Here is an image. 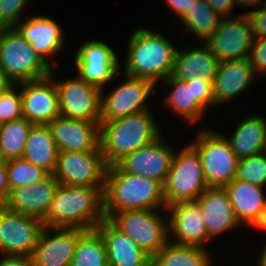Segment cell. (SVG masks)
Listing matches in <instances>:
<instances>
[{"mask_svg":"<svg viewBox=\"0 0 266 266\" xmlns=\"http://www.w3.org/2000/svg\"><path fill=\"white\" fill-rule=\"evenodd\" d=\"M261 253L256 263L257 266H266V243H264V247L260 250Z\"/></svg>","mask_w":266,"mask_h":266,"instance_id":"47","label":"cell"},{"mask_svg":"<svg viewBox=\"0 0 266 266\" xmlns=\"http://www.w3.org/2000/svg\"><path fill=\"white\" fill-rule=\"evenodd\" d=\"M163 82L164 87L171 91L167 93L164 98L165 109L168 107L177 117L182 119L188 125L199 123L201 118L205 117V110L195 99L193 91V78L188 81H180L172 76L165 79Z\"/></svg>","mask_w":266,"mask_h":266,"instance_id":"27","label":"cell"},{"mask_svg":"<svg viewBox=\"0 0 266 266\" xmlns=\"http://www.w3.org/2000/svg\"><path fill=\"white\" fill-rule=\"evenodd\" d=\"M43 227L39 218L0 206V256L30 257Z\"/></svg>","mask_w":266,"mask_h":266,"instance_id":"13","label":"cell"},{"mask_svg":"<svg viewBox=\"0 0 266 266\" xmlns=\"http://www.w3.org/2000/svg\"><path fill=\"white\" fill-rule=\"evenodd\" d=\"M3 125H4V123L0 120V133H1L2 129H3Z\"/></svg>","mask_w":266,"mask_h":266,"instance_id":"50","label":"cell"},{"mask_svg":"<svg viewBox=\"0 0 266 266\" xmlns=\"http://www.w3.org/2000/svg\"><path fill=\"white\" fill-rule=\"evenodd\" d=\"M190 143L199 153L208 187H225L236 178L239 158L224 133L197 130Z\"/></svg>","mask_w":266,"mask_h":266,"instance_id":"7","label":"cell"},{"mask_svg":"<svg viewBox=\"0 0 266 266\" xmlns=\"http://www.w3.org/2000/svg\"><path fill=\"white\" fill-rule=\"evenodd\" d=\"M195 0H164L168 8L180 19Z\"/></svg>","mask_w":266,"mask_h":266,"instance_id":"43","label":"cell"},{"mask_svg":"<svg viewBox=\"0 0 266 266\" xmlns=\"http://www.w3.org/2000/svg\"><path fill=\"white\" fill-rule=\"evenodd\" d=\"M15 28L52 69L57 67L55 63L52 65L49 57L63 51L66 46L64 32L58 22L48 16H28L26 21L21 20Z\"/></svg>","mask_w":266,"mask_h":266,"instance_id":"19","label":"cell"},{"mask_svg":"<svg viewBox=\"0 0 266 266\" xmlns=\"http://www.w3.org/2000/svg\"><path fill=\"white\" fill-rule=\"evenodd\" d=\"M207 188L200 155L189 142L174 154L164 183L166 206L195 201Z\"/></svg>","mask_w":266,"mask_h":266,"instance_id":"6","label":"cell"},{"mask_svg":"<svg viewBox=\"0 0 266 266\" xmlns=\"http://www.w3.org/2000/svg\"><path fill=\"white\" fill-rule=\"evenodd\" d=\"M119 57L114 48L101 40H87L75 52L77 75L87 83L106 90V84L121 74Z\"/></svg>","mask_w":266,"mask_h":266,"instance_id":"10","label":"cell"},{"mask_svg":"<svg viewBox=\"0 0 266 266\" xmlns=\"http://www.w3.org/2000/svg\"><path fill=\"white\" fill-rule=\"evenodd\" d=\"M220 16H233V10L236 8L235 0H205ZM232 14V15H231Z\"/></svg>","mask_w":266,"mask_h":266,"instance_id":"41","label":"cell"},{"mask_svg":"<svg viewBox=\"0 0 266 266\" xmlns=\"http://www.w3.org/2000/svg\"><path fill=\"white\" fill-rule=\"evenodd\" d=\"M164 210H126L110 221L152 258L169 242L168 215Z\"/></svg>","mask_w":266,"mask_h":266,"instance_id":"8","label":"cell"},{"mask_svg":"<svg viewBox=\"0 0 266 266\" xmlns=\"http://www.w3.org/2000/svg\"><path fill=\"white\" fill-rule=\"evenodd\" d=\"M33 125L25 118L4 123L0 133V154L4 161L23 157Z\"/></svg>","mask_w":266,"mask_h":266,"instance_id":"33","label":"cell"},{"mask_svg":"<svg viewBox=\"0 0 266 266\" xmlns=\"http://www.w3.org/2000/svg\"><path fill=\"white\" fill-rule=\"evenodd\" d=\"M96 229L103 237L109 266H152V257L109 219L105 218Z\"/></svg>","mask_w":266,"mask_h":266,"instance_id":"24","label":"cell"},{"mask_svg":"<svg viewBox=\"0 0 266 266\" xmlns=\"http://www.w3.org/2000/svg\"><path fill=\"white\" fill-rule=\"evenodd\" d=\"M99 124L59 116L48 126L58 151L85 152L101 150Z\"/></svg>","mask_w":266,"mask_h":266,"instance_id":"20","label":"cell"},{"mask_svg":"<svg viewBox=\"0 0 266 266\" xmlns=\"http://www.w3.org/2000/svg\"><path fill=\"white\" fill-rule=\"evenodd\" d=\"M246 14L223 17L217 30L204 42L220 61L248 59L253 42Z\"/></svg>","mask_w":266,"mask_h":266,"instance_id":"14","label":"cell"},{"mask_svg":"<svg viewBox=\"0 0 266 266\" xmlns=\"http://www.w3.org/2000/svg\"><path fill=\"white\" fill-rule=\"evenodd\" d=\"M4 162L10 191L22 186L35 184L48 175L45 170L23 158L10 159Z\"/></svg>","mask_w":266,"mask_h":266,"instance_id":"34","label":"cell"},{"mask_svg":"<svg viewBox=\"0 0 266 266\" xmlns=\"http://www.w3.org/2000/svg\"><path fill=\"white\" fill-rule=\"evenodd\" d=\"M21 118L23 113L20 88L18 83L10 84L0 92V120L7 123Z\"/></svg>","mask_w":266,"mask_h":266,"instance_id":"36","label":"cell"},{"mask_svg":"<svg viewBox=\"0 0 266 266\" xmlns=\"http://www.w3.org/2000/svg\"><path fill=\"white\" fill-rule=\"evenodd\" d=\"M177 48L171 76L180 81H188L196 76L214 82L220 61L203 43L200 47Z\"/></svg>","mask_w":266,"mask_h":266,"instance_id":"25","label":"cell"},{"mask_svg":"<svg viewBox=\"0 0 266 266\" xmlns=\"http://www.w3.org/2000/svg\"><path fill=\"white\" fill-rule=\"evenodd\" d=\"M123 75L124 81L110 92L104 93L102 90L100 122L120 119L150 109L147 100L157 85L149 79Z\"/></svg>","mask_w":266,"mask_h":266,"instance_id":"9","label":"cell"},{"mask_svg":"<svg viewBox=\"0 0 266 266\" xmlns=\"http://www.w3.org/2000/svg\"><path fill=\"white\" fill-rule=\"evenodd\" d=\"M194 99L206 110L214 107L213 83L200 76L193 78Z\"/></svg>","mask_w":266,"mask_h":266,"instance_id":"39","label":"cell"},{"mask_svg":"<svg viewBox=\"0 0 266 266\" xmlns=\"http://www.w3.org/2000/svg\"><path fill=\"white\" fill-rule=\"evenodd\" d=\"M3 163H4V160H3V158H2V156H1V154H0V166H1Z\"/></svg>","mask_w":266,"mask_h":266,"instance_id":"51","label":"cell"},{"mask_svg":"<svg viewBox=\"0 0 266 266\" xmlns=\"http://www.w3.org/2000/svg\"><path fill=\"white\" fill-rule=\"evenodd\" d=\"M236 179L264 187L266 185V152L239 159Z\"/></svg>","mask_w":266,"mask_h":266,"instance_id":"35","label":"cell"},{"mask_svg":"<svg viewBox=\"0 0 266 266\" xmlns=\"http://www.w3.org/2000/svg\"><path fill=\"white\" fill-rule=\"evenodd\" d=\"M103 191L104 187L60 184L43 226L95 229L105 219Z\"/></svg>","mask_w":266,"mask_h":266,"instance_id":"2","label":"cell"},{"mask_svg":"<svg viewBox=\"0 0 266 266\" xmlns=\"http://www.w3.org/2000/svg\"><path fill=\"white\" fill-rule=\"evenodd\" d=\"M22 100L23 118L34 125H48L60 116L58 90L48 76L18 83Z\"/></svg>","mask_w":266,"mask_h":266,"instance_id":"16","label":"cell"},{"mask_svg":"<svg viewBox=\"0 0 266 266\" xmlns=\"http://www.w3.org/2000/svg\"><path fill=\"white\" fill-rule=\"evenodd\" d=\"M107 167L101 150L58 151L53 175L64 185L105 187Z\"/></svg>","mask_w":266,"mask_h":266,"instance_id":"12","label":"cell"},{"mask_svg":"<svg viewBox=\"0 0 266 266\" xmlns=\"http://www.w3.org/2000/svg\"><path fill=\"white\" fill-rule=\"evenodd\" d=\"M0 266H33L27 256H0Z\"/></svg>","mask_w":266,"mask_h":266,"instance_id":"44","label":"cell"},{"mask_svg":"<svg viewBox=\"0 0 266 266\" xmlns=\"http://www.w3.org/2000/svg\"><path fill=\"white\" fill-rule=\"evenodd\" d=\"M70 266H109L103 237L96 228L79 236Z\"/></svg>","mask_w":266,"mask_h":266,"instance_id":"32","label":"cell"},{"mask_svg":"<svg viewBox=\"0 0 266 266\" xmlns=\"http://www.w3.org/2000/svg\"><path fill=\"white\" fill-rule=\"evenodd\" d=\"M195 201L201 208L211 240L241 226L225 188L208 187Z\"/></svg>","mask_w":266,"mask_h":266,"instance_id":"23","label":"cell"},{"mask_svg":"<svg viewBox=\"0 0 266 266\" xmlns=\"http://www.w3.org/2000/svg\"><path fill=\"white\" fill-rule=\"evenodd\" d=\"M258 75L248 59L222 61L213 82L214 109L249 90Z\"/></svg>","mask_w":266,"mask_h":266,"instance_id":"22","label":"cell"},{"mask_svg":"<svg viewBox=\"0 0 266 266\" xmlns=\"http://www.w3.org/2000/svg\"><path fill=\"white\" fill-rule=\"evenodd\" d=\"M261 0H235V3L237 6H242V7H251L253 8L255 6V8H257L260 4Z\"/></svg>","mask_w":266,"mask_h":266,"instance_id":"46","label":"cell"},{"mask_svg":"<svg viewBox=\"0 0 266 266\" xmlns=\"http://www.w3.org/2000/svg\"><path fill=\"white\" fill-rule=\"evenodd\" d=\"M208 248L168 242L153 258L152 266H209L214 259Z\"/></svg>","mask_w":266,"mask_h":266,"instance_id":"30","label":"cell"},{"mask_svg":"<svg viewBox=\"0 0 266 266\" xmlns=\"http://www.w3.org/2000/svg\"><path fill=\"white\" fill-rule=\"evenodd\" d=\"M11 83L4 77L3 71L0 68V92L3 91Z\"/></svg>","mask_w":266,"mask_h":266,"instance_id":"48","label":"cell"},{"mask_svg":"<svg viewBox=\"0 0 266 266\" xmlns=\"http://www.w3.org/2000/svg\"><path fill=\"white\" fill-rule=\"evenodd\" d=\"M84 231L44 226L30 256L33 266H70L79 236Z\"/></svg>","mask_w":266,"mask_h":266,"instance_id":"17","label":"cell"},{"mask_svg":"<svg viewBox=\"0 0 266 266\" xmlns=\"http://www.w3.org/2000/svg\"><path fill=\"white\" fill-rule=\"evenodd\" d=\"M224 188L237 220L243 227H253L259 220L266 201L264 187L235 178Z\"/></svg>","mask_w":266,"mask_h":266,"instance_id":"26","label":"cell"},{"mask_svg":"<svg viewBox=\"0 0 266 266\" xmlns=\"http://www.w3.org/2000/svg\"><path fill=\"white\" fill-rule=\"evenodd\" d=\"M55 73L53 68L50 77L58 90L60 116L87 122H100L102 89L87 83L78 75L59 81L55 79Z\"/></svg>","mask_w":266,"mask_h":266,"instance_id":"11","label":"cell"},{"mask_svg":"<svg viewBox=\"0 0 266 266\" xmlns=\"http://www.w3.org/2000/svg\"><path fill=\"white\" fill-rule=\"evenodd\" d=\"M10 195V185L8 182L5 162L0 166V206H5Z\"/></svg>","mask_w":266,"mask_h":266,"instance_id":"42","label":"cell"},{"mask_svg":"<svg viewBox=\"0 0 266 266\" xmlns=\"http://www.w3.org/2000/svg\"><path fill=\"white\" fill-rule=\"evenodd\" d=\"M132 32L122 74L162 83L172 74L176 46L153 29L142 26Z\"/></svg>","mask_w":266,"mask_h":266,"instance_id":"3","label":"cell"},{"mask_svg":"<svg viewBox=\"0 0 266 266\" xmlns=\"http://www.w3.org/2000/svg\"><path fill=\"white\" fill-rule=\"evenodd\" d=\"M153 110L100 122V149L107 166L115 165L125 155L142 148L162 135Z\"/></svg>","mask_w":266,"mask_h":266,"instance_id":"4","label":"cell"},{"mask_svg":"<svg viewBox=\"0 0 266 266\" xmlns=\"http://www.w3.org/2000/svg\"><path fill=\"white\" fill-rule=\"evenodd\" d=\"M0 68L11 84L46 78L52 70L15 27L0 28Z\"/></svg>","mask_w":266,"mask_h":266,"instance_id":"5","label":"cell"},{"mask_svg":"<svg viewBox=\"0 0 266 266\" xmlns=\"http://www.w3.org/2000/svg\"><path fill=\"white\" fill-rule=\"evenodd\" d=\"M104 215L111 219L126 210H166L164 185L153 178L122 172L108 166L103 191Z\"/></svg>","mask_w":266,"mask_h":266,"instance_id":"1","label":"cell"},{"mask_svg":"<svg viewBox=\"0 0 266 266\" xmlns=\"http://www.w3.org/2000/svg\"><path fill=\"white\" fill-rule=\"evenodd\" d=\"M248 60L258 77L266 76V37L253 39Z\"/></svg>","mask_w":266,"mask_h":266,"instance_id":"38","label":"cell"},{"mask_svg":"<svg viewBox=\"0 0 266 266\" xmlns=\"http://www.w3.org/2000/svg\"><path fill=\"white\" fill-rule=\"evenodd\" d=\"M245 14L250 21L253 37H266V10L258 6L249 12H245Z\"/></svg>","mask_w":266,"mask_h":266,"instance_id":"40","label":"cell"},{"mask_svg":"<svg viewBox=\"0 0 266 266\" xmlns=\"http://www.w3.org/2000/svg\"><path fill=\"white\" fill-rule=\"evenodd\" d=\"M30 0H0V27H15L21 20Z\"/></svg>","mask_w":266,"mask_h":266,"instance_id":"37","label":"cell"},{"mask_svg":"<svg viewBox=\"0 0 266 266\" xmlns=\"http://www.w3.org/2000/svg\"><path fill=\"white\" fill-rule=\"evenodd\" d=\"M259 7H260L261 9L266 10V0H261V1H260V4H259Z\"/></svg>","mask_w":266,"mask_h":266,"instance_id":"49","label":"cell"},{"mask_svg":"<svg viewBox=\"0 0 266 266\" xmlns=\"http://www.w3.org/2000/svg\"><path fill=\"white\" fill-rule=\"evenodd\" d=\"M224 136L239 159L264 152L266 149V119L260 114L246 116L239 124L237 123L236 129L233 130L230 137Z\"/></svg>","mask_w":266,"mask_h":266,"instance_id":"28","label":"cell"},{"mask_svg":"<svg viewBox=\"0 0 266 266\" xmlns=\"http://www.w3.org/2000/svg\"><path fill=\"white\" fill-rule=\"evenodd\" d=\"M58 149L48 125H33L26 141L23 159L53 174Z\"/></svg>","mask_w":266,"mask_h":266,"instance_id":"29","label":"cell"},{"mask_svg":"<svg viewBox=\"0 0 266 266\" xmlns=\"http://www.w3.org/2000/svg\"><path fill=\"white\" fill-rule=\"evenodd\" d=\"M169 241L179 245L206 248L211 240L204 218L196 201L178 202L166 207Z\"/></svg>","mask_w":266,"mask_h":266,"instance_id":"18","label":"cell"},{"mask_svg":"<svg viewBox=\"0 0 266 266\" xmlns=\"http://www.w3.org/2000/svg\"><path fill=\"white\" fill-rule=\"evenodd\" d=\"M59 185L55 176L48 174L35 184L12 189L5 207L13 212L43 220Z\"/></svg>","mask_w":266,"mask_h":266,"instance_id":"21","label":"cell"},{"mask_svg":"<svg viewBox=\"0 0 266 266\" xmlns=\"http://www.w3.org/2000/svg\"><path fill=\"white\" fill-rule=\"evenodd\" d=\"M253 228L262 229L266 231V201L263 206L262 214L257 223L253 226Z\"/></svg>","mask_w":266,"mask_h":266,"instance_id":"45","label":"cell"},{"mask_svg":"<svg viewBox=\"0 0 266 266\" xmlns=\"http://www.w3.org/2000/svg\"><path fill=\"white\" fill-rule=\"evenodd\" d=\"M220 16L205 0H195L179 19L181 26L204 43L219 27Z\"/></svg>","mask_w":266,"mask_h":266,"instance_id":"31","label":"cell"},{"mask_svg":"<svg viewBox=\"0 0 266 266\" xmlns=\"http://www.w3.org/2000/svg\"><path fill=\"white\" fill-rule=\"evenodd\" d=\"M163 138L161 135L152 143L125 155L115 165L122 172L153 178L164 185L176 150Z\"/></svg>","mask_w":266,"mask_h":266,"instance_id":"15","label":"cell"}]
</instances>
